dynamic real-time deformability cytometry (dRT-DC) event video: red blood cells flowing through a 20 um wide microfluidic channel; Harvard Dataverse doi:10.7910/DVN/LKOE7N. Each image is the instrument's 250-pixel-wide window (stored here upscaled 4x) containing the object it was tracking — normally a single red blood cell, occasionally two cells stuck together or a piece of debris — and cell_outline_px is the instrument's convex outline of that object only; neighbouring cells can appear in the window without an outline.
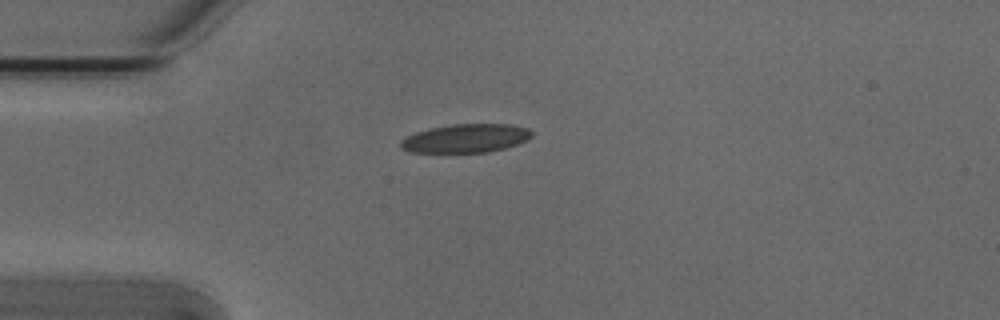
{"species": "Egyptian fruit bat (a non-hibernating species)", "species_latin": "Rousettus aegyptiacus", "temperature_condition": "cold", "stored_images_in_passage": 1, "camera_frame_rate_fps": 3000, "um_per_image_px": 0.085, "animal": {"sex": "male"}, "frame": {"image": 1, "passage_image": 1, "time_ms": 0.0, "image_size_px": [1000, 320], "cell_outline_px": [[532, 136], [528, 140], [504, 148], [488, 152], [412, 152], [400, 148], [400, 140], [416, 132], [428, 128], [452, 124], [512, 124], [528, 128], [532, 132]], "centroid_in_image_um": [39.6, 11.75], "position_along_channel_um": 45.4, "area_um2": 21.85}}